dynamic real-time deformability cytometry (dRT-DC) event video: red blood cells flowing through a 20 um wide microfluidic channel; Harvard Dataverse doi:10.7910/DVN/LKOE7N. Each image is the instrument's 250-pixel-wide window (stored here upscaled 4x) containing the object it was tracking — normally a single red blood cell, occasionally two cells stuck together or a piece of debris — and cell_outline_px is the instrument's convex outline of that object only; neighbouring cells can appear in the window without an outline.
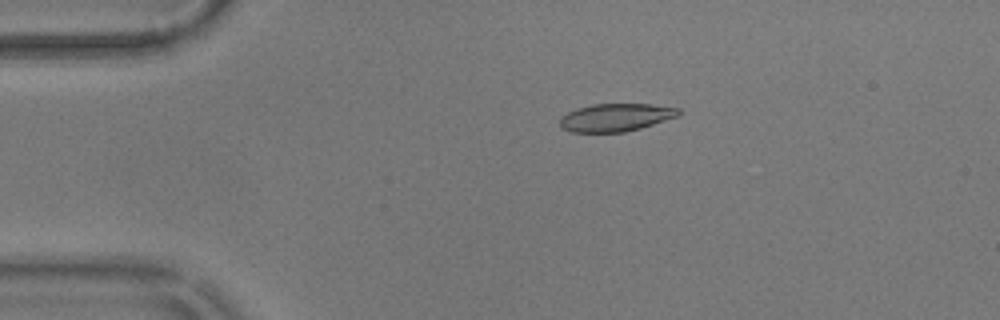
{"species": "common noctule bat (a hibernating species)", "species_latin": "Nyctalus noctula", "temperature_condition": "warm", "stored_images_in_passage": 26, "camera_frame_rate_fps": 3000, "um_per_image_px": 0.085, "animal": {"sex": "male", "body_mass_g": 17.9}, "frame": {"image": 1, "passage_image": 2, "time_ms": 0.333, "image_size_px": [1000, 320], "cell_outline_px": [[680, 112], [676, 116], [640, 128], [624, 132], [572, 132], [564, 128], [560, 124], [560, 116], [576, 108], [592, 104], [652, 104], [680, 108]], "centroid_in_image_um": [52.31, 9.97], "position_along_channel_um": 32.7, "area_um2": 19.07}}
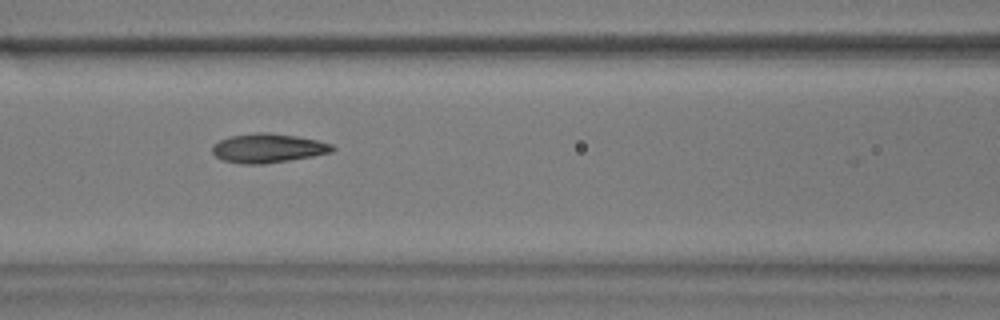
{"frame": {"image": 2, "passage_image": 15, "time_ms": 4.667, "image_size_px": [1000, 320], "cell_outline_px": [[336, 148], [332, 152], [312, 156], [264, 164], [240, 164], [220, 160], [212, 152], [212, 144], [228, 136], [256, 132], [268, 132], [296, 136], [316, 140], [332, 144]], "centroid_in_image_um": [22.73, 12.59], "position_along_channel_um": 143.9, "area_um2": 20.52}}
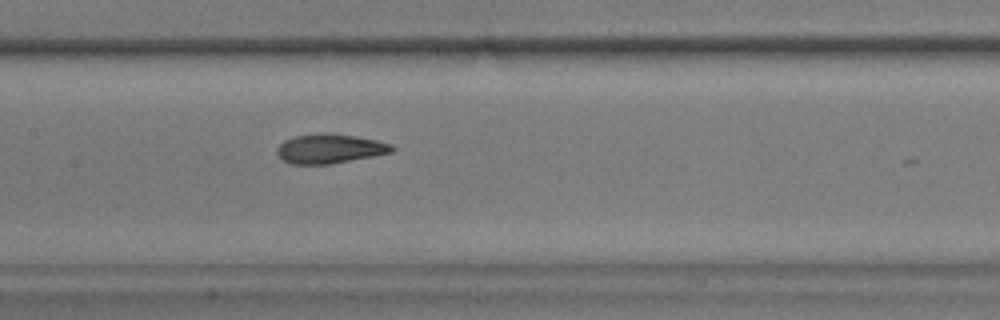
{"frame": {"image": 3, "passage_image": 18, "time_ms": 5.667, "image_size_px": [1000, 320], "cell_outline_px": [[396, 148], [392, 152], [332, 164], [288, 164], [276, 152], [276, 148], [284, 140], [296, 136], [324, 132], [332, 132], [356, 136], [376, 140], [392, 144]], "centroid_in_image_um": [28.03, 12.63], "position_along_channel_um": 179.4, "area_um2": 19.83}}